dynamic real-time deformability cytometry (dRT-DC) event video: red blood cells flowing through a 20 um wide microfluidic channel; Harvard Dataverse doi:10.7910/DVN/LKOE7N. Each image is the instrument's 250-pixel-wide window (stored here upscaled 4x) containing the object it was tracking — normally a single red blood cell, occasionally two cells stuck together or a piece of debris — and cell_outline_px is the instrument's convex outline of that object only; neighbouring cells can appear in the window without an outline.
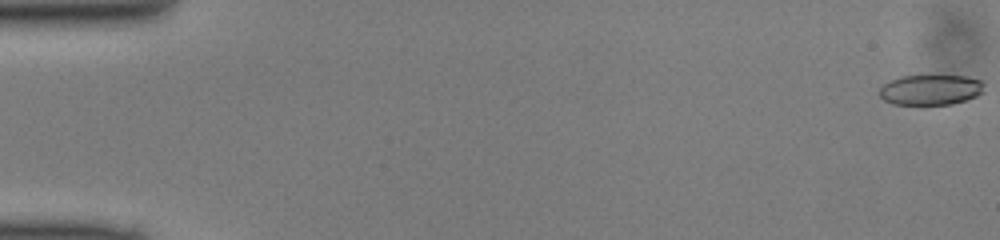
{"species": "common noctule bat (a hibernating species)", "species_latin": "Nyctalus noctula", "temperature_condition": "cold", "stored_images_in_passage": 37, "camera_frame_rate_fps": 3000, "um_per_image_px": 0.085, "animal": {"sex": "male", "body_mass_g": 13.0, "forearm_length_mm": 53.1}, "frame": {"image": 1, "passage_image": 1, "time_ms": 0.0, "image_size_px": [1000, 240], "cell_outline_px": [[984, 92], [976, 96], [952, 104], [924, 108], [920, 108], [892, 104], [884, 100], [880, 96], [880, 88], [884, 84], [900, 76], [968, 76], [984, 80]], "centroid_in_image_um": [79.11, 7.69], "position_along_channel_um": 5.9, "area_um2": 19.42}}
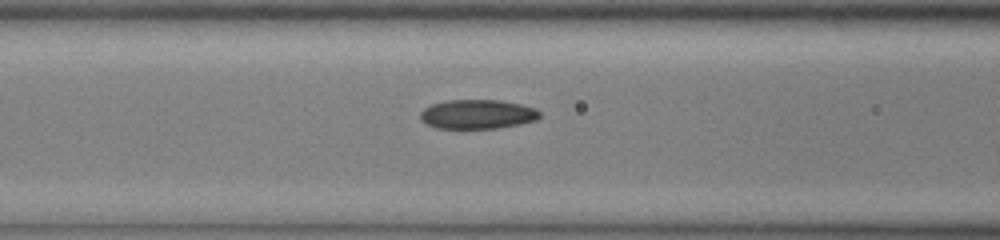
{"frame": {"image": 2, "passage_image": 21, "time_ms": 6.667, "image_size_px": [1000, 240], "cell_outline_px": [[540, 116], [536, 120], [520, 124], [496, 128], [436, 128], [420, 120], [420, 112], [424, 108], [432, 104], [448, 100], [500, 100], [520, 104], [536, 108], [540, 112]], "centroid_in_image_um": [40.58, 9.7], "position_along_channel_um": 126.0, "area_um2": 20.35}}
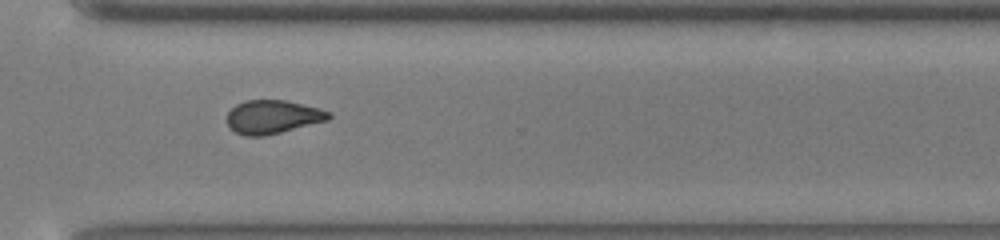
{"frame": {"image": 3, "passage_image": 37, "time_ms": 12.0, "image_size_px": [1000, 240], "cell_outline_px": [[332, 116], [328, 120], [264, 136], [244, 136], [228, 128], [228, 112], [236, 104], [244, 100], [284, 100], [320, 108], [332, 112]], "centroid_in_image_um": [23.18, 9.93], "position_along_channel_um": 347.4, "area_um2": 19.88}}